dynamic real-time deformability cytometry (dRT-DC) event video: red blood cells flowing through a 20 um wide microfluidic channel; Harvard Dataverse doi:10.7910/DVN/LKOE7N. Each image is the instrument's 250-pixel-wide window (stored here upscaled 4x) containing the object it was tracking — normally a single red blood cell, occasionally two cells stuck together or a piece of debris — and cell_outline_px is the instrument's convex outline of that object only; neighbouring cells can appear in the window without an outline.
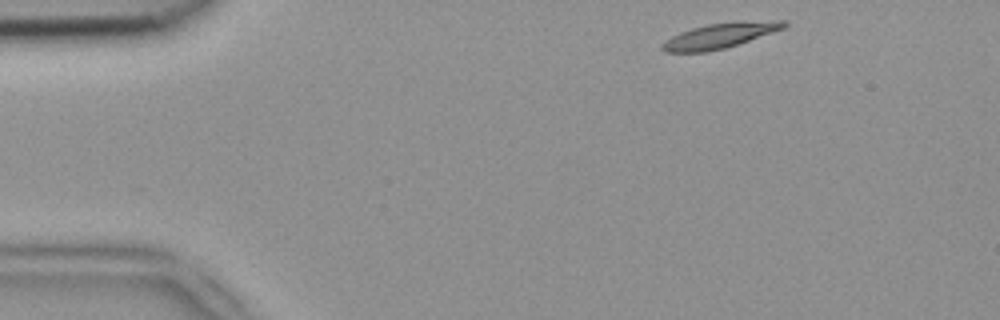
{"species": "common noctule bat (a hibernating species)", "species_latin": "Nyctalus noctula", "temperature_condition": "room temperature", "stored_images_in_passage": 45, "camera_frame_rate_fps": 3000, "um_per_image_px": 0.085, "animal": {"sex": "female", "body_mass_g": 18.4}, "frame": {"image": 1, "passage_image": 1, "time_ms": 0.0, "image_size_px": [1000, 320], "cell_outline_px": [[788, 24], [784, 28], [724, 48], [704, 52], [664, 52], [660, 48], [660, 44], [664, 40], [680, 32], [692, 28], [708, 24], [772, 20], [788, 20]], "centroid_in_image_um": [61.13, 3.04], "position_along_channel_um": 23.9, "area_um2": 17.46}}
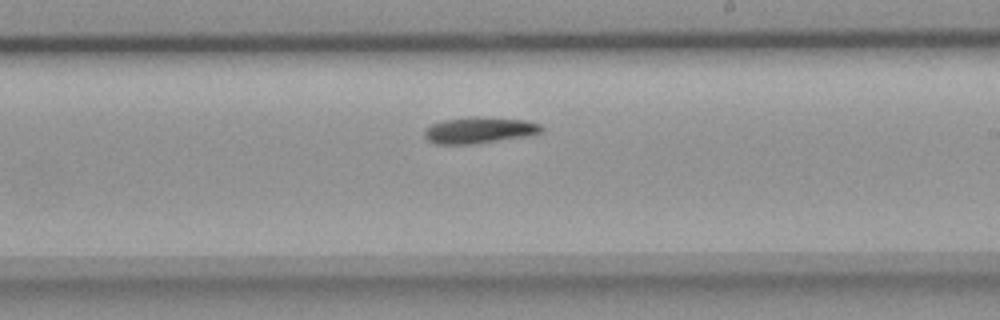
{"frame": {"image": 2, "passage_image": 24, "time_ms": 7.667, "image_size_px": [1000, 320], "cell_outline_px": [[544, 132], [528, 136], [472, 144], [436, 144], [428, 140], [424, 136], [424, 128], [432, 124], [444, 120], [472, 116], [476, 116], [524, 120], [540, 124], [544, 128]], "centroid_in_image_um": [40.75, 11.06], "position_along_channel_um": 248.3, "area_um2": 18.03}}
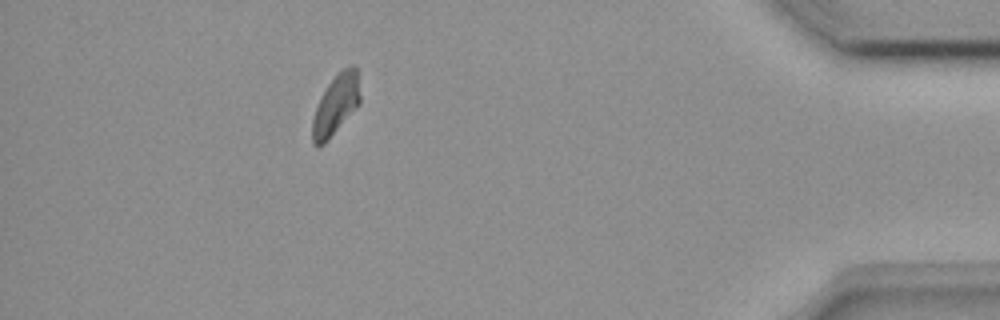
{"frame": {"image": 3, "passage_image": 40, "time_ms": 13.0, "image_size_px": [1000, 320], "cell_outline_px": [[360, 104], [328, 140], [324, 144], [312, 144], [312, 120], [320, 96], [328, 84], [344, 68], [352, 64], [356, 68], [360, 96]], "centroid_in_image_um": [28.54, 8.92], "position_along_channel_um": 406.7, "area_um2": 16.47}, "authors_computed_cell_mechanics": {"area_um2": 17.4556, "velocity_mm_per_s": 3.918, "shape_relaxation_time_tau1_ms": 4.7805, "shape_relaxation_time_tau2_ms": null, "deformation_change_tau1": 0.1545, "deformation_change_tau2": null}}